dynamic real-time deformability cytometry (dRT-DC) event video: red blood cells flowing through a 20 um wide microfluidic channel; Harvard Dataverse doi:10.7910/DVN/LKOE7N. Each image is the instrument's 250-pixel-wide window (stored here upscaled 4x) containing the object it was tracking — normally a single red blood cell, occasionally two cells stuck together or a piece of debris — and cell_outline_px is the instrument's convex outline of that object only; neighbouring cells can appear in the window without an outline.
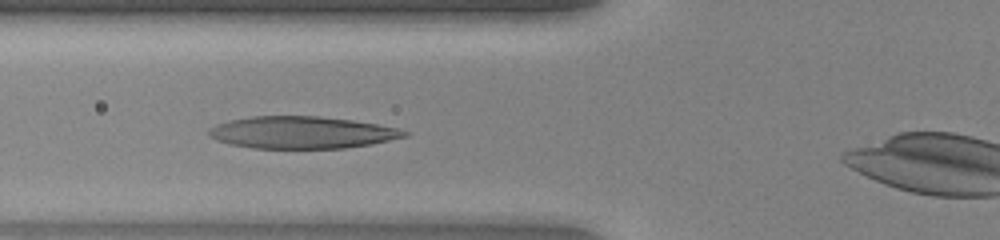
{"species": "human", "species_latin": "Homo sapiens", "temperature_condition": "warm", "stored_images_in_passage": 39, "camera_frame_rate_fps": 3000, "um_per_image_px": 0.085, "donor": {"sex": "female"}, "frame": {"image": 1, "passage_image": 8, "time_ms": 2.333, "image_size_px": [1000, 240], "cell_outline_px": [[412, 132], [408, 136], [372, 144], [344, 148], [252, 148], [228, 144], [216, 140], [208, 136], [208, 132], [216, 124], [228, 120], [252, 116], [320, 116], [352, 120], [376, 124], [396, 128]], "centroid_in_image_um": [25.65, 11.26], "position_along_channel_um": 100.1, "area_um2": 36.7}}
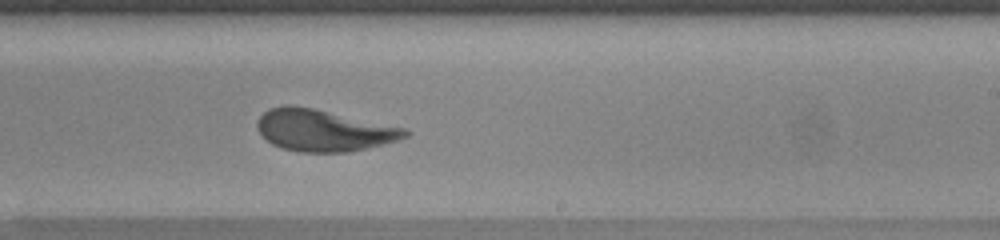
{"frame": {"image": 2, "passage_image": 20, "time_ms": 6.333, "image_size_px": [1000, 240], "cell_outline_px": [[412, 132], [408, 136], [400, 140], [368, 148], [348, 152], [300, 152], [284, 148], [272, 144], [256, 128], [256, 120], [268, 108], [284, 104], [288, 104], [312, 108], [404, 128]], "centroid_in_image_um": [27.49, 11.08], "position_along_channel_um": 261.5, "area_um2": 35.78}}
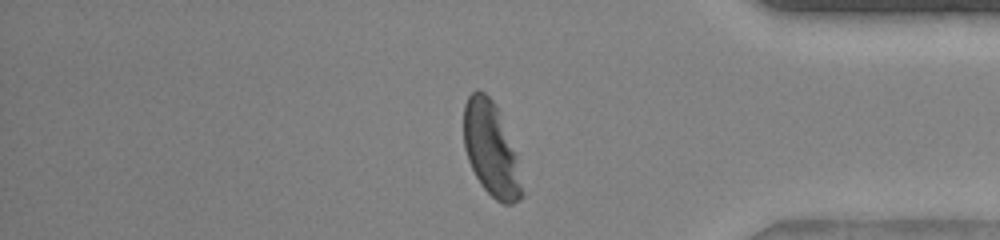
{"frame": {"image": 3, "passage_image": 31, "time_ms": 10.0, "image_size_px": [1000, 240], "cell_outline_px": [[524, 196], [520, 200], [512, 204], [504, 204], [496, 200], [480, 184], [468, 160], [464, 148], [464, 104], [468, 96], [476, 88], [484, 92], [496, 104], [516, 152], [524, 192]], "centroid_in_image_um": [41.75, 12.69], "position_along_channel_um": 393.4, "area_um2": 32.08}}